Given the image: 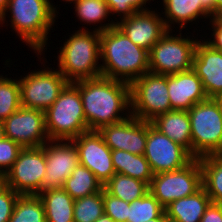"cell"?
Listing matches in <instances>:
<instances>
[{
    "label": "cell",
    "instance_id": "obj_41",
    "mask_svg": "<svg viewBox=\"0 0 222 222\" xmlns=\"http://www.w3.org/2000/svg\"><path fill=\"white\" fill-rule=\"evenodd\" d=\"M212 18L220 25L222 26V9L218 10Z\"/></svg>",
    "mask_w": 222,
    "mask_h": 222
},
{
    "label": "cell",
    "instance_id": "obj_31",
    "mask_svg": "<svg viewBox=\"0 0 222 222\" xmlns=\"http://www.w3.org/2000/svg\"><path fill=\"white\" fill-rule=\"evenodd\" d=\"M21 107L18 79L0 76V121L12 115Z\"/></svg>",
    "mask_w": 222,
    "mask_h": 222
},
{
    "label": "cell",
    "instance_id": "obj_35",
    "mask_svg": "<svg viewBox=\"0 0 222 222\" xmlns=\"http://www.w3.org/2000/svg\"><path fill=\"white\" fill-rule=\"evenodd\" d=\"M22 149L21 145L11 139L0 141V173L5 174L12 167Z\"/></svg>",
    "mask_w": 222,
    "mask_h": 222
},
{
    "label": "cell",
    "instance_id": "obj_19",
    "mask_svg": "<svg viewBox=\"0 0 222 222\" xmlns=\"http://www.w3.org/2000/svg\"><path fill=\"white\" fill-rule=\"evenodd\" d=\"M167 87L172 110L188 111L195 104L208 99L201 79L192 69L167 75Z\"/></svg>",
    "mask_w": 222,
    "mask_h": 222
},
{
    "label": "cell",
    "instance_id": "obj_21",
    "mask_svg": "<svg viewBox=\"0 0 222 222\" xmlns=\"http://www.w3.org/2000/svg\"><path fill=\"white\" fill-rule=\"evenodd\" d=\"M211 199L202 186L188 197L173 201L165 208L171 222H200Z\"/></svg>",
    "mask_w": 222,
    "mask_h": 222
},
{
    "label": "cell",
    "instance_id": "obj_13",
    "mask_svg": "<svg viewBox=\"0 0 222 222\" xmlns=\"http://www.w3.org/2000/svg\"><path fill=\"white\" fill-rule=\"evenodd\" d=\"M5 138L23 148L43 146L49 138L45 128V112L20 107L3 121Z\"/></svg>",
    "mask_w": 222,
    "mask_h": 222
},
{
    "label": "cell",
    "instance_id": "obj_23",
    "mask_svg": "<svg viewBox=\"0 0 222 222\" xmlns=\"http://www.w3.org/2000/svg\"><path fill=\"white\" fill-rule=\"evenodd\" d=\"M44 207L46 222H74V199L63 189L45 190L38 194Z\"/></svg>",
    "mask_w": 222,
    "mask_h": 222
},
{
    "label": "cell",
    "instance_id": "obj_3",
    "mask_svg": "<svg viewBox=\"0 0 222 222\" xmlns=\"http://www.w3.org/2000/svg\"><path fill=\"white\" fill-rule=\"evenodd\" d=\"M116 26V22L101 24L95 30L82 28L64 42L58 54V69L69 83L101 76L100 32Z\"/></svg>",
    "mask_w": 222,
    "mask_h": 222
},
{
    "label": "cell",
    "instance_id": "obj_39",
    "mask_svg": "<svg viewBox=\"0 0 222 222\" xmlns=\"http://www.w3.org/2000/svg\"><path fill=\"white\" fill-rule=\"evenodd\" d=\"M202 9L209 15L212 16L216 13L215 0H200Z\"/></svg>",
    "mask_w": 222,
    "mask_h": 222
},
{
    "label": "cell",
    "instance_id": "obj_29",
    "mask_svg": "<svg viewBox=\"0 0 222 222\" xmlns=\"http://www.w3.org/2000/svg\"><path fill=\"white\" fill-rule=\"evenodd\" d=\"M165 208L148 191L143 197L129 203L127 222H147L160 217Z\"/></svg>",
    "mask_w": 222,
    "mask_h": 222
},
{
    "label": "cell",
    "instance_id": "obj_4",
    "mask_svg": "<svg viewBox=\"0 0 222 222\" xmlns=\"http://www.w3.org/2000/svg\"><path fill=\"white\" fill-rule=\"evenodd\" d=\"M49 0H9L0 24L10 13L11 27L17 36L38 55L43 54L47 36L54 25L57 8ZM7 14V15H6Z\"/></svg>",
    "mask_w": 222,
    "mask_h": 222
},
{
    "label": "cell",
    "instance_id": "obj_1",
    "mask_svg": "<svg viewBox=\"0 0 222 222\" xmlns=\"http://www.w3.org/2000/svg\"><path fill=\"white\" fill-rule=\"evenodd\" d=\"M73 84L79 89L90 131H99L102 127L121 122L131 115L130 84L103 76Z\"/></svg>",
    "mask_w": 222,
    "mask_h": 222
},
{
    "label": "cell",
    "instance_id": "obj_27",
    "mask_svg": "<svg viewBox=\"0 0 222 222\" xmlns=\"http://www.w3.org/2000/svg\"><path fill=\"white\" fill-rule=\"evenodd\" d=\"M103 188L128 203L143 197L149 191L146 182L119 173H115Z\"/></svg>",
    "mask_w": 222,
    "mask_h": 222
},
{
    "label": "cell",
    "instance_id": "obj_6",
    "mask_svg": "<svg viewBox=\"0 0 222 222\" xmlns=\"http://www.w3.org/2000/svg\"><path fill=\"white\" fill-rule=\"evenodd\" d=\"M192 156L222 154V107L218 98H208L188 110Z\"/></svg>",
    "mask_w": 222,
    "mask_h": 222
},
{
    "label": "cell",
    "instance_id": "obj_9",
    "mask_svg": "<svg viewBox=\"0 0 222 222\" xmlns=\"http://www.w3.org/2000/svg\"><path fill=\"white\" fill-rule=\"evenodd\" d=\"M202 187V168L194 158L184 168L155 174L149 192L166 208L173 201L194 194Z\"/></svg>",
    "mask_w": 222,
    "mask_h": 222
},
{
    "label": "cell",
    "instance_id": "obj_32",
    "mask_svg": "<svg viewBox=\"0 0 222 222\" xmlns=\"http://www.w3.org/2000/svg\"><path fill=\"white\" fill-rule=\"evenodd\" d=\"M74 8L76 17L85 24H101L111 14L105 0H79Z\"/></svg>",
    "mask_w": 222,
    "mask_h": 222
},
{
    "label": "cell",
    "instance_id": "obj_47",
    "mask_svg": "<svg viewBox=\"0 0 222 222\" xmlns=\"http://www.w3.org/2000/svg\"><path fill=\"white\" fill-rule=\"evenodd\" d=\"M63 1L70 2V4H71L72 2H74V3L76 4L79 0H63Z\"/></svg>",
    "mask_w": 222,
    "mask_h": 222
},
{
    "label": "cell",
    "instance_id": "obj_37",
    "mask_svg": "<svg viewBox=\"0 0 222 222\" xmlns=\"http://www.w3.org/2000/svg\"><path fill=\"white\" fill-rule=\"evenodd\" d=\"M200 222H222V204L210 202Z\"/></svg>",
    "mask_w": 222,
    "mask_h": 222
},
{
    "label": "cell",
    "instance_id": "obj_17",
    "mask_svg": "<svg viewBox=\"0 0 222 222\" xmlns=\"http://www.w3.org/2000/svg\"><path fill=\"white\" fill-rule=\"evenodd\" d=\"M116 26L137 46L148 52L168 31L164 17L155 11L135 12L130 17L119 19Z\"/></svg>",
    "mask_w": 222,
    "mask_h": 222
},
{
    "label": "cell",
    "instance_id": "obj_8",
    "mask_svg": "<svg viewBox=\"0 0 222 222\" xmlns=\"http://www.w3.org/2000/svg\"><path fill=\"white\" fill-rule=\"evenodd\" d=\"M167 75L145 73L130 84L131 115L144 121L171 111Z\"/></svg>",
    "mask_w": 222,
    "mask_h": 222
},
{
    "label": "cell",
    "instance_id": "obj_33",
    "mask_svg": "<svg viewBox=\"0 0 222 222\" xmlns=\"http://www.w3.org/2000/svg\"><path fill=\"white\" fill-rule=\"evenodd\" d=\"M104 214L110 216L115 222H127L129 203L109 194L103 188Z\"/></svg>",
    "mask_w": 222,
    "mask_h": 222
},
{
    "label": "cell",
    "instance_id": "obj_7",
    "mask_svg": "<svg viewBox=\"0 0 222 222\" xmlns=\"http://www.w3.org/2000/svg\"><path fill=\"white\" fill-rule=\"evenodd\" d=\"M172 32L168 30L148 52L149 72L172 75L192 69L198 40L184 38L182 33L173 36Z\"/></svg>",
    "mask_w": 222,
    "mask_h": 222
},
{
    "label": "cell",
    "instance_id": "obj_16",
    "mask_svg": "<svg viewBox=\"0 0 222 222\" xmlns=\"http://www.w3.org/2000/svg\"><path fill=\"white\" fill-rule=\"evenodd\" d=\"M99 133L111 150H124L144 155L147 139V121L130 115L125 120L102 127Z\"/></svg>",
    "mask_w": 222,
    "mask_h": 222
},
{
    "label": "cell",
    "instance_id": "obj_22",
    "mask_svg": "<svg viewBox=\"0 0 222 222\" xmlns=\"http://www.w3.org/2000/svg\"><path fill=\"white\" fill-rule=\"evenodd\" d=\"M162 2L164 6L162 14L165 15L164 23L168 30H173L175 23L180 24V29H184L186 23L196 21L199 17L211 19L202 9L200 0H163Z\"/></svg>",
    "mask_w": 222,
    "mask_h": 222
},
{
    "label": "cell",
    "instance_id": "obj_5",
    "mask_svg": "<svg viewBox=\"0 0 222 222\" xmlns=\"http://www.w3.org/2000/svg\"><path fill=\"white\" fill-rule=\"evenodd\" d=\"M45 128L49 140H73L90 131L79 89L73 83H68L45 111Z\"/></svg>",
    "mask_w": 222,
    "mask_h": 222
},
{
    "label": "cell",
    "instance_id": "obj_38",
    "mask_svg": "<svg viewBox=\"0 0 222 222\" xmlns=\"http://www.w3.org/2000/svg\"><path fill=\"white\" fill-rule=\"evenodd\" d=\"M210 22L213 29L212 38H214L213 40L210 39L209 41L206 39L205 42L215 50L222 51V26H220L213 18H211Z\"/></svg>",
    "mask_w": 222,
    "mask_h": 222
},
{
    "label": "cell",
    "instance_id": "obj_25",
    "mask_svg": "<svg viewBox=\"0 0 222 222\" xmlns=\"http://www.w3.org/2000/svg\"><path fill=\"white\" fill-rule=\"evenodd\" d=\"M202 168V186L211 202L222 204V154L199 158Z\"/></svg>",
    "mask_w": 222,
    "mask_h": 222
},
{
    "label": "cell",
    "instance_id": "obj_30",
    "mask_svg": "<svg viewBox=\"0 0 222 222\" xmlns=\"http://www.w3.org/2000/svg\"><path fill=\"white\" fill-rule=\"evenodd\" d=\"M103 214V190L74 201V222H95Z\"/></svg>",
    "mask_w": 222,
    "mask_h": 222
},
{
    "label": "cell",
    "instance_id": "obj_48",
    "mask_svg": "<svg viewBox=\"0 0 222 222\" xmlns=\"http://www.w3.org/2000/svg\"><path fill=\"white\" fill-rule=\"evenodd\" d=\"M219 100H222V94L218 97Z\"/></svg>",
    "mask_w": 222,
    "mask_h": 222
},
{
    "label": "cell",
    "instance_id": "obj_18",
    "mask_svg": "<svg viewBox=\"0 0 222 222\" xmlns=\"http://www.w3.org/2000/svg\"><path fill=\"white\" fill-rule=\"evenodd\" d=\"M192 70L201 79L208 98H218L222 94V51L215 50L205 40H199Z\"/></svg>",
    "mask_w": 222,
    "mask_h": 222
},
{
    "label": "cell",
    "instance_id": "obj_26",
    "mask_svg": "<svg viewBox=\"0 0 222 222\" xmlns=\"http://www.w3.org/2000/svg\"><path fill=\"white\" fill-rule=\"evenodd\" d=\"M74 200L101 192L102 183L85 166L79 164L62 187Z\"/></svg>",
    "mask_w": 222,
    "mask_h": 222
},
{
    "label": "cell",
    "instance_id": "obj_11",
    "mask_svg": "<svg viewBox=\"0 0 222 222\" xmlns=\"http://www.w3.org/2000/svg\"><path fill=\"white\" fill-rule=\"evenodd\" d=\"M55 70L47 67L41 71H31L18 80L22 107L45 112L54 103L69 83L58 69Z\"/></svg>",
    "mask_w": 222,
    "mask_h": 222
},
{
    "label": "cell",
    "instance_id": "obj_10",
    "mask_svg": "<svg viewBox=\"0 0 222 222\" xmlns=\"http://www.w3.org/2000/svg\"><path fill=\"white\" fill-rule=\"evenodd\" d=\"M45 170L43 146L23 148L12 167L4 174L5 185L19 195H38L42 192Z\"/></svg>",
    "mask_w": 222,
    "mask_h": 222
},
{
    "label": "cell",
    "instance_id": "obj_2",
    "mask_svg": "<svg viewBox=\"0 0 222 222\" xmlns=\"http://www.w3.org/2000/svg\"><path fill=\"white\" fill-rule=\"evenodd\" d=\"M101 76L131 84L149 72L148 51L117 26L100 32Z\"/></svg>",
    "mask_w": 222,
    "mask_h": 222
},
{
    "label": "cell",
    "instance_id": "obj_15",
    "mask_svg": "<svg viewBox=\"0 0 222 222\" xmlns=\"http://www.w3.org/2000/svg\"><path fill=\"white\" fill-rule=\"evenodd\" d=\"M77 148L80 164L87 167L105 185L116 173L112 150L99 131H87L72 140Z\"/></svg>",
    "mask_w": 222,
    "mask_h": 222
},
{
    "label": "cell",
    "instance_id": "obj_45",
    "mask_svg": "<svg viewBox=\"0 0 222 222\" xmlns=\"http://www.w3.org/2000/svg\"><path fill=\"white\" fill-rule=\"evenodd\" d=\"M216 3V12L222 9V0H215Z\"/></svg>",
    "mask_w": 222,
    "mask_h": 222
},
{
    "label": "cell",
    "instance_id": "obj_34",
    "mask_svg": "<svg viewBox=\"0 0 222 222\" xmlns=\"http://www.w3.org/2000/svg\"><path fill=\"white\" fill-rule=\"evenodd\" d=\"M109 6L111 14L114 15L117 13L121 16V19L130 17L135 12L149 10L146 8V3L150 2L149 0H105ZM144 5V7H143Z\"/></svg>",
    "mask_w": 222,
    "mask_h": 222
},
{
    "label": "cell",
    "instance_id": "obj_28",
    "mask_svg": "<svg viewBox=\"0 0 222 222\" xmlns=\"http://www.w3.org/2000/svg\"><path fill=\"white\" fill-rule=\"evenodd\" d=\"M8 222H46L41 198L38 195H19Z\"/></svg>",
    "mask_w": 222,
    "mask_h": 222
},
{
    "label": "cell",
    "instance_id": "obj_20",
    "mask_svg": "<svg viewBox=\"0 0 222 222\" xmlns=\"http://www.w3.org/2000/svg\"><path fill=\"white\" fill-rule=\"evenodd\" d=\"M151 124L192 155L191 125L188 111L171 110L156 116Z\"/></svg>",
    "mask_w": 222,
    "mask_h": 222
},
{
    "label": "cell",
    "instance_id": "obj_40",
    "mask_svg": "<svg viewBox=\"0 0 222 222\" xmlns=\"http://www.w3.org/2000/svg\"><path fill=\"white\" fill-rule=\"evenodd\" d=\"M147 222H171L166 214V212H164L160 217H157L155 219L149 220Z\"/></svg>",
    "mask_w": 222,
    "mask_h": 222
},
{
    "label": "cell",
    "instance_id": "obj_36",
    "mask_svg": "<svg viewBox=\"0 0 222 222\" xmlns=\"http://www.w3.org/2000/svg\"><path fill=\"white\" fill-rule=\"evenodd\" d=\"M18 196V193L6 185L0 188V222L10 220Z\"/></svg>",
    "mask_w": 222,
    "mask_h": 222
},
{
    "label": "cell",
    "instance_id": "obj_42",
    "mask_svg": "<svg viewBox=\"0 0 222 222\" xmlns=\"http://www.w3.org/2000/svg\"><path fill=\"white\" fill-rule=\"evenodd\" d=\"M95 222H115L110 216L103 214Z\"/></svg>",
    "mask_w": 222,
    "mask_h": 222
},
{
    "label": "cell",
    "instance_id": "obj_44",
    "mask_svg": "<svg viewBox=\"0 0 222 222\" xmlns=\"http://www.w3.org/2000/svg\"><path fill=\"white\" fill-rule=\"evenodd\" d=\"M5 138L4 124L0 121V141Z\"/></svg>",
    "mask_w": 222,
    "mask_h": 222
},
{
    "label": "cell",
    "instance_id": "obj_46",
    "mask_svg": "<svg viewBox=\"0 0 222 222\" xmlns=\"http://www.w3.org/2000/svg\"><path fill=\"white\" fill-rule=\"evenodd\" d=\"M5 185L4 174L0 173V188Z\"/></svg>",
    "mask_w": 222,
    "mask_h": 222
},
{
    "label": "cell",
    "instance_id": "obj_24",
    "mask_svg": "<svg viewBox=\"0 0 222 222\" xmlns=\"http://www.w3.org/2000/svg\"><path fill=\"white\" fill-rule=\"evenodd\" d=\"M112 162L116 173L139 179L150 185L154 173L144 155L124 150H112Z\"/></svg>",
    "mask_w": 222,
    "mask_h": 222
},
{
    "label": "cell",
    "instance_id": "obj_14",
    "mask_svg": "<svg viewBox=\"0 0 222 222\" xmlns=\"http://www.w3.org/2000/svg\"><path fill=\"white\" fill-rule=\"evenodd\" d=\"M46 174L42 191L60 189L79 164L77 148L72 140H49L43 145Z\"/></svg>",
    "mask_w": 222,
    "mask_h": 222
},
{
    "label": "cell",
    "instance_id": "obj_12",
    "mask_svg": "<svg viewBox=\"0 0 222 222\" xmlns=\"http://www.w3.org/2000/svg\"><path fill=\"white\" fill-rule=\"evenodd\" d=\"M144 156L154 175L182 169L194 159L183 146L156 129L151 121H147Z\"/></svg>",
    "mask_w": 222,
    "mask_h": 222
},
{
    "label": "cell",
    "instance_id": "obj_43",
    "mask_svg": "<svg viewBox=\"0 0 222 222\" xmlns=\"http://www.w3.org/2000/svg\"><path fill=\"white\" fill-rule=\"evenodd\" d=\"M9 0H0V17L4 14Z\"/></svg>",
    "mask_w": 222,
    "mask_h": 222
}]
</instances>
